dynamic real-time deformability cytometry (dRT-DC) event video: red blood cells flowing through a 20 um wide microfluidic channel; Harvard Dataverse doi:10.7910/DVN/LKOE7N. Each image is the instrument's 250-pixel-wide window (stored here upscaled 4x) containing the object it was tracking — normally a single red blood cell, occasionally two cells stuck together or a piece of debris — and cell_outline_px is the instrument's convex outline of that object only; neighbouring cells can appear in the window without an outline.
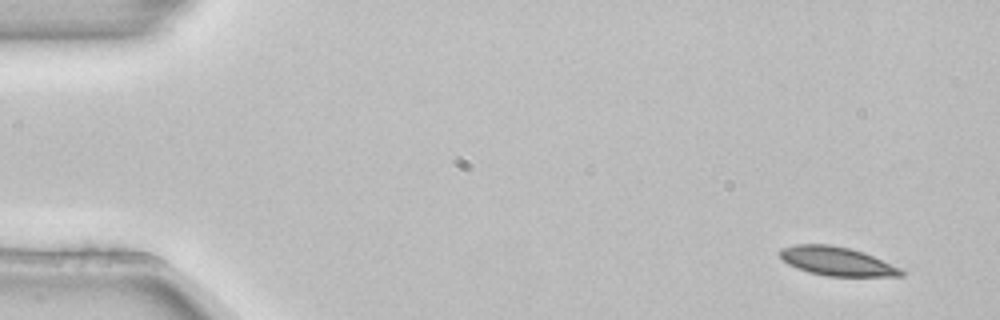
{"species": "common noctule bat (a hibernating species)", "species_latin": "Nyctalus noctula", "temperature_condition": "room temperature", "stored_images_in_passage": 3, "camera_frame_rate_fps": 3000, "um_per_image_px": 0.085, "animal": {"sex": "female", "body_mass_g": 22.7, "forearm_length_mm": 54.2}, "frame": {"image": 1, "passage_image": 1, "time_ms": 0.0, "image_size_px": [1000, 320], "cell_outline_px": [[904, 276], [828, 276], [808, 272], [796, 268], [788, 264], [780, 256], [780, 248], [796, 244], [832, 244], [864, 252], [900, 268], [904, 272]], "centroid_in_image_um": [71.11, 22.2], "position_along_channel_um": 13.9, "area_um2": 20.29}}
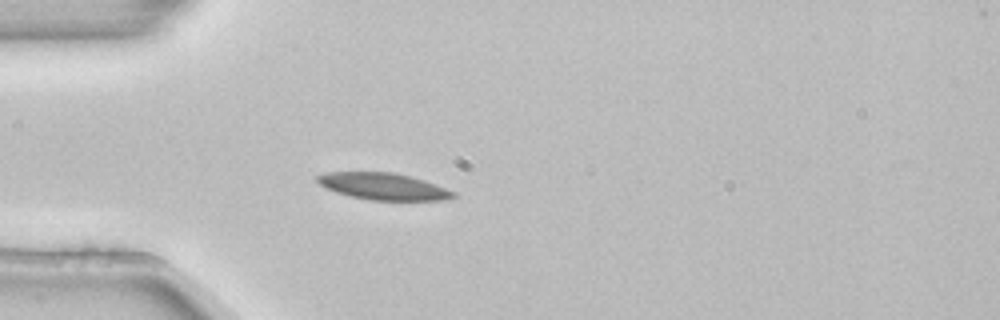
{"frame": {"image": 2, "passage_image": 3, "time_ms": 0.667, "image_size_px": [1000, 320], "cell_outline_px": [[456, 196], [448, 200], [368, 200], [336, 192], [324, 188], [316, 180], [316, 176], [328, 172], [392, 172], [424, 180], [436, 184], [456, 192]], "centroid_in_image_um": [32.59, 15.85], "position_along_channel_um": 52.4, "area_um2": 21.21}}